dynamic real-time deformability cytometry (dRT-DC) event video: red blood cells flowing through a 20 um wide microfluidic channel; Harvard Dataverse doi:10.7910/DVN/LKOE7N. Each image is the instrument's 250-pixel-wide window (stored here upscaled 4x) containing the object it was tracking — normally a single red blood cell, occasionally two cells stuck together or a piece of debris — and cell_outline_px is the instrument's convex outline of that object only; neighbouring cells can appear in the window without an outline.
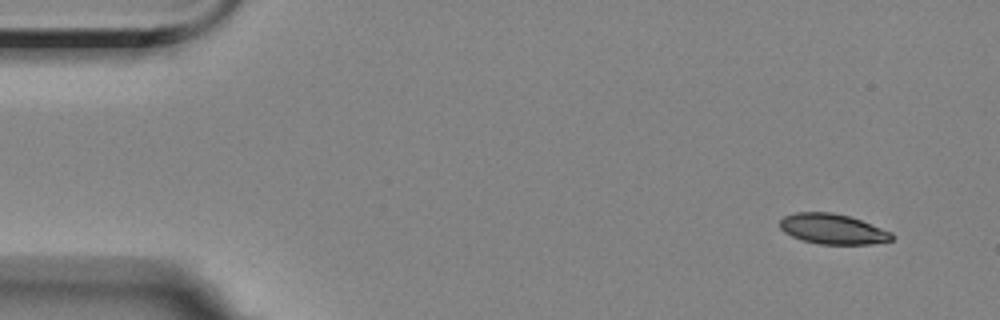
{"species": "Egyptian fruit bat (a non-hibernating species)", "species_latin": "Rousettus aegyptiacus", "temperature_condition": "room temperature", "stored_images_in_passage": 9, "camera_frame_rate_fps": 3000, "um_per_image_px": 0.085, "animal": {"sex": "female"}, "frame": {"image": 1, "passage_image": 1, "time_ms": 0.0, "image_size_px": [1000, 320], "cell_outline_px": [[896, 236], [892, 240], [872, 244], [820, 244], [804, 240], [792, 236], [784, 232], [780, 228], [780, 220], [784, 216], [796, 212], [832, 212], [848, 216], [860, 220], [892, 232]], "centroid_in_image_um": [70.79, 19.46], "position_along_channel_um": 14.2, "area_um2": 19.65}}
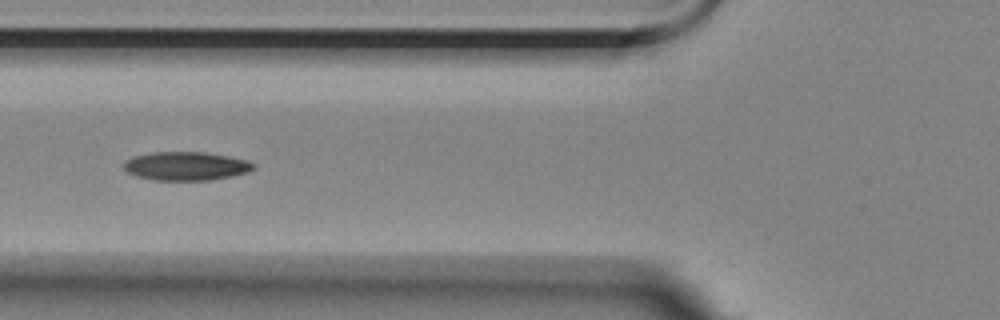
{"frame": {"image": 2, "passage_image": 6, "time_ms": 5.667, "image_size_px": [1000, 320], "cell_outline_px": [[256, 168], [248, 172], [232, 176], [212, 180], [156, 180], [136, 176], [128, 172], [124, 168], [124, 164], [132, 156], [152, 152], [204, 152], [228, 156], [248, 160], [256, 164]], "centroid_in_image_um": [15.86, 14.11], "position_along_channel_um": 109.9, "area_um2": 21.68}}
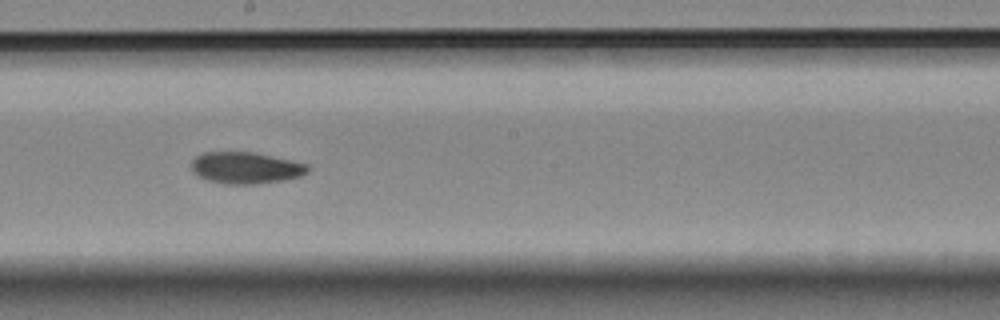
{"frame": {"image": 3, "passage_image": 9, "time_ms": 9.0, "image_size_px": [1000, 320], "cell_outline_px": [[308, 172], [300, 176], [284, 180], [256, 184], [224, 184], [208, 180], [192, 172], [192, 160], [196, 156], [204, 152], [252, 152], [308, 164]], "centroid_in_image_um": [20.87, 14.27], "position_along_channel_um": 227.3, "area_um2": 21.27}}